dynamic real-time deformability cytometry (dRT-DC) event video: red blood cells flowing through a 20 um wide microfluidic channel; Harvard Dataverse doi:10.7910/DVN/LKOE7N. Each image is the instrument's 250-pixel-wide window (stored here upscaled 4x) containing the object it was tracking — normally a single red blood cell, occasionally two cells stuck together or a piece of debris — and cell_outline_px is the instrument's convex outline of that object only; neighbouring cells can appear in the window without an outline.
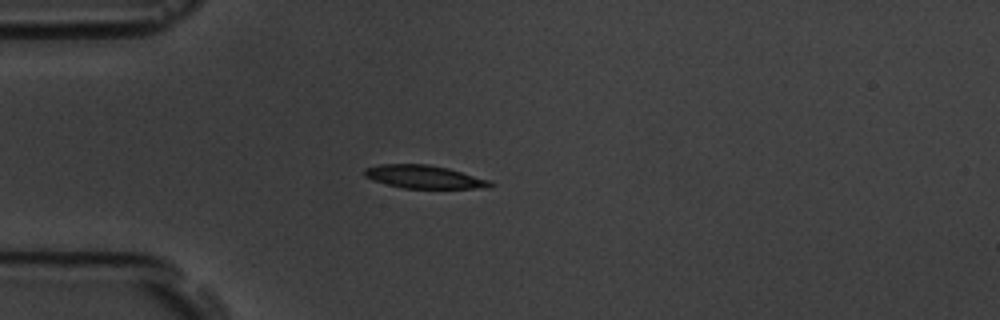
{"species": "common noctule bat (a hibernating species)", "species_latin": "Nyctalus noctula", "temperature_condition": "room temperature", "stored_images_in_passage": 4, "camera_frame_rate_fps": 3000, "um_per_image_px": 0.085, "animal": {"sex": "male", "body_mass_g": 19.5, "forearm_length_mm": 54.6}, "frame": {"image": 1, "passage_image": 1, "time_ms": 0.0, "image_size_px": [1000, 320], "cell_outline_px": [[496, 184], [480, 188], [404, 188], [372, 180], [364, 176], [364, 168], [380, 164], [428, 164], [448, 168], [488, 180]], "centroid_in_image_um": [35.99, 15.02], "position_along_channel_um": 49.0, "area_um2": 16.7}}
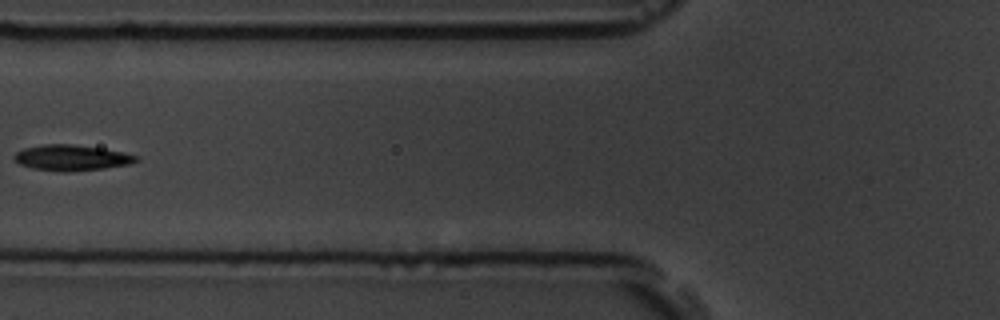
{"frame": {"image": 2, "passage_image": 3, "time_ms": 2.333, "image_size_px": [1000, 320], "cell_outline_px": [[140, 160], [132, 164], [104, 168], [68, 172], [60, 172], [32, 168], [20, 164], [12, 156], [16, 152], [24, 148], [44, 144], [72, 144], [100, 148], [124, 152], [140, 156]], "centroid_in_image_um": [6.12, 13.41], "position_along_channel_um": 119.7, "area_um2": 18.44}}
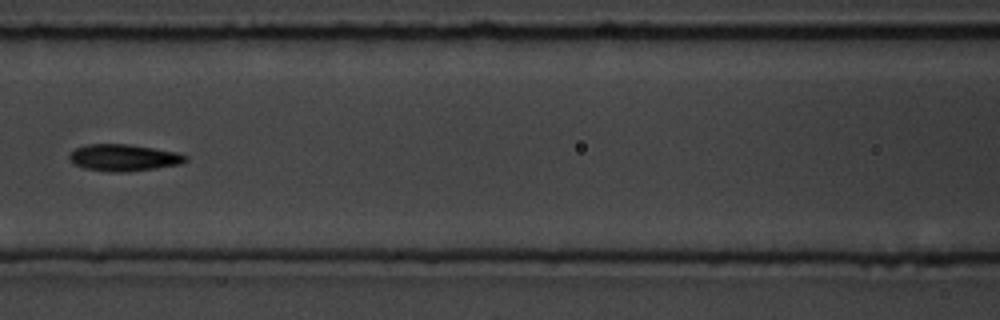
{"frame": {"image": 3, "passage_image": 4, "time_ms": 3.333, "image_size_px": [1000, 320], "cell_outline_px": [[188, 160], [180, 164], [156, 168], [124, 172], [112, 172], [84, 168], [68, 160], [68, 156], [76, 148], [88, 144], [128, 144], [180, 152], [188, 156]], "centroid_in_image_um": [10.55, 13.39], "position_along_channel_um": 156.0, "area_um2": 18.15}}